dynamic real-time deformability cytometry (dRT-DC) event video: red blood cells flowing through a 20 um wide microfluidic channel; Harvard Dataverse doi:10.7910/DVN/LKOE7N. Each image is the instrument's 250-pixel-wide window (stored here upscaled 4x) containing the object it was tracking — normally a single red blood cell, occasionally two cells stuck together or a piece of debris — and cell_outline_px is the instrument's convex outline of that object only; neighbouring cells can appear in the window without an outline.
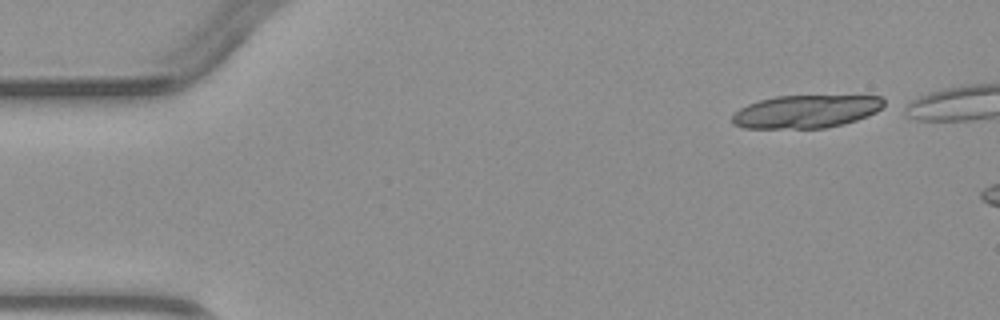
{"species": "common noctule bat (a hibernating species)", "species_latin": "Nyctalus noctula", "temperature_condition": "warm", "stored_images_in_passage": 2, "camera_frame_rate_fps": 3000, "um_per_image_px": 0.085, "animal": {"sex": "male", "body_mass_g": 23.1, "forearm_length_mm": 52.7}, "frame": {"image": 1, "passage_image": 1, "time_ms": 0.0, "image_size_px": [1000, 320], "cell_outline_px": [[884, 104], [876, 112], [868, 116], [844, 124], [824, 128], [744, 128], [732, 124], [732, 116], [740, 108], [748, 104], [760, 100], [776, 96], [880, 96], [884, 100]], "centroid_in_image_um": [68.5, 9.48], "position_along_channel_um": 16.5, "area_um2": 29.02}}